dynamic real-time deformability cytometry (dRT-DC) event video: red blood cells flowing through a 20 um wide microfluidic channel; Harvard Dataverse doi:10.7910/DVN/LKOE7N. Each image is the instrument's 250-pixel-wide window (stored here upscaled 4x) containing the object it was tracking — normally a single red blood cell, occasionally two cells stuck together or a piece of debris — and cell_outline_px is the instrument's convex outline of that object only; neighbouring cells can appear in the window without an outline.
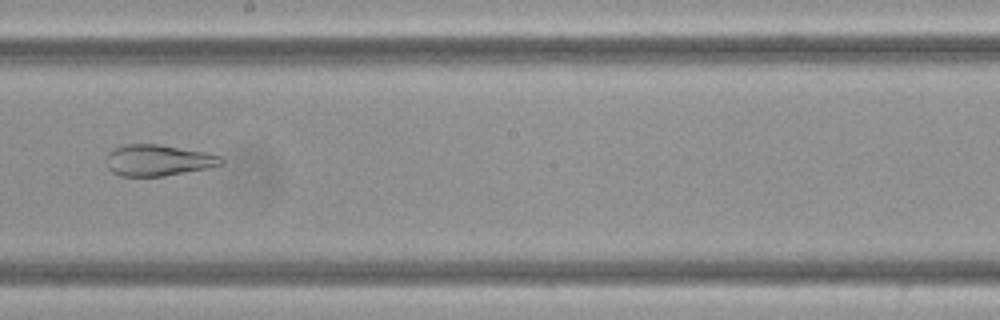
{"species": "Egyptian fruit bat (a non-hibernating species)", "species_latin": "Rousettus aegyptiacus", "temperature_condition": "cold", "stored_images_in_passage": 7, "camera_frame_rate_fps": 3000, "um_per_image_px": 0.085, "frame": {"image": 1, "passage_image": 5, "time_ms": 1.333, "image_size_px": [1000, 320], "cell_outline_px": [[224, 164], [208, 168], [164, 176], [120, 176], [112, 172], [108, 168], [108, 152], [112, 148], [124, 144], [160, 144], [204, 152], [220, 156], [224, 160]], "centroid_in_image_um": [13.44, 13.62], "position_along_channel_um": 234.8, "area_um2": 20.92}}